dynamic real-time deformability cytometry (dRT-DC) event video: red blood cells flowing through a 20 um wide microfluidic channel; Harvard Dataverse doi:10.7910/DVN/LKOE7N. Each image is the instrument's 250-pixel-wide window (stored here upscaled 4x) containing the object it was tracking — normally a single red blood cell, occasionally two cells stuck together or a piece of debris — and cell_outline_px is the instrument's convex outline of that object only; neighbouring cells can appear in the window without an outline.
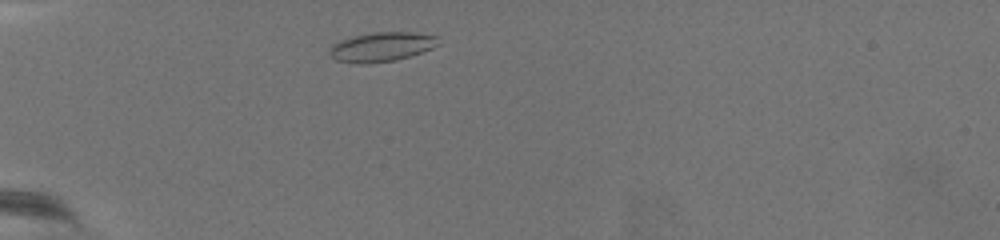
{"species": "common noctule bat (a hibernating species)", "species_latin": "Nyctalus noctula", "temperature_condition": "warm", "stored_images_in_passage": 23, "camera_frame_rate_fps": 3000, "um_per_image_px": 0.085, "animal": {"sex": "female", "body_mass_g": 19.5, "forearm_length_mm": 54.1}, "frame": {"image": 1, "passage_image": 6, "time_ms": 1.667, "image_size_px": [1000, 240], "cell_outline_px": [[440, 44], [432, 48], [396, 60], [364, 64], [336, 60], [328, 52], [328, 48], [332, 44], [340, 40], [352, 36], [372, 32], [416, 32], [436, 36]], "centroid_in_image_um": [32.41, 3.97], "position_along_channel_um": 52.6, "area_um2": 18.61}}
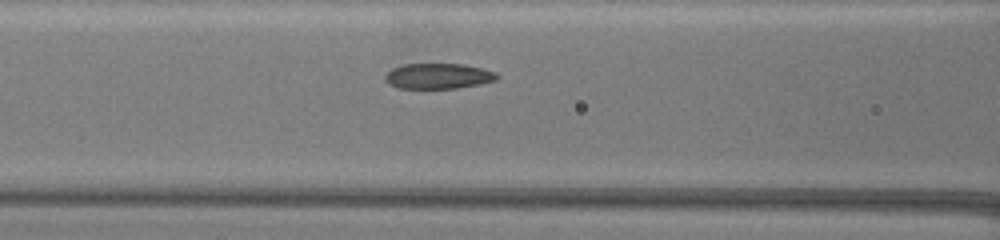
{"frame": {"image": 2, "passage_image": 16, "time_ms": 5.0, "image_size_px": [1000, 240], "cell_outline_px": [[500, 76], [496, 80], [480, 84], [456, 88], [396, 88], [388, 84], [384, 80], [384, 76], [392, 68], [404, 64], [464, 64], [496, 72]], "centroid_in_image_um": [37.23, 6.47], "position_along_channel_um": 129.4, "area_um2": 16.65}}
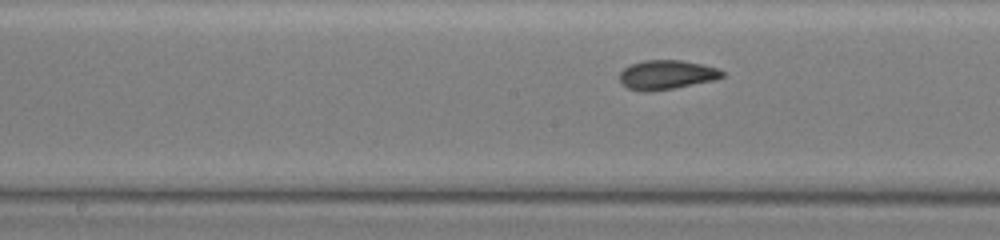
{"frame": {"image": 3, "passage_image": 22, "time_ms": 7.0, "image_size_px": [1000, 240], "cell_outline_px": [[724, 76], [716, 80], [672, 88], [628, 88], [620, 80], [620, 72], [624, 68], [632, 64], [644, 60], [684, 60], [704, 64], [720, 68], [724, 72]], "centroid_in_image_um": [56.78, 6.29], "position_along_channel_um": 191.4, "area_um2": 16.88}}